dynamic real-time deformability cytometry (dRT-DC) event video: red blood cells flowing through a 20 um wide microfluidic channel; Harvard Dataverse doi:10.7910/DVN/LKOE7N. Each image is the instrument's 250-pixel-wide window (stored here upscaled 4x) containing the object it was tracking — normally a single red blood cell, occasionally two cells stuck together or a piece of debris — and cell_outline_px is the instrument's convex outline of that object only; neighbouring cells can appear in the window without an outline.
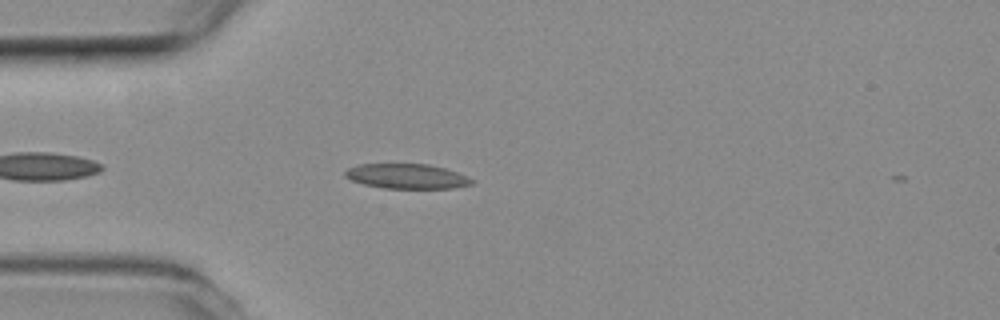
{"species": "common noctule bat (a hibernating species)", "species_latin": "Nyctalus noctula", "temperature_condition": "room temperature", "stored_images_in_passage": 10, "camera_frame_rate_fps": 3000, "um_per_image_px": 0.085, "animal": {"sex": "female", "body_mass_g": 19.3, "forearm_length_mm": 54.1}, "frame": {"image": 1, "passage_image": 5, "time_ms": 1.333, "image_size_px": [1000, 320], "cell_outline_px": [[472, 184], [452, 188], [384, 188], [364, 184], [352, 180], [344, 176], [344, 172], [348, 168], [360, 164], [428, 164], [444, 168], [456, 172], [472, 180]], "centroid_in_image_um": [34.53, 14.98], "position_along_channel_um": 50.5, "area_um2": 18.03}}